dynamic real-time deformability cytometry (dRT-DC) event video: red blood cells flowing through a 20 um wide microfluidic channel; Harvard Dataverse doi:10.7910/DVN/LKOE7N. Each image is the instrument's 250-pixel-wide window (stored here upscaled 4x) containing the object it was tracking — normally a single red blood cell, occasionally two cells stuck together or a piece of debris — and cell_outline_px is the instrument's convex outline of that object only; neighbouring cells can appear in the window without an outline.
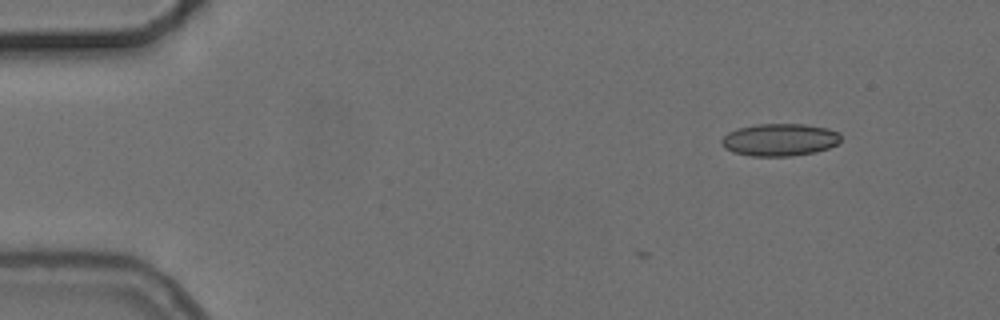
{"species": "common noctule bat (a hibernating species)", "species_latin": "Nyctalus noctula", "temperature_condition": "cold", "stored_images_in_passage": 2, "camera_frame_rate_fps": 3000, "um_per_image_px": 0.085, "animal": {"sex": "female", "body_mass_g": 24.6, "forearm_length_mm": 56.2}, "frame": {"image": 1, "passage_image": 2, "time_ms": 1.0, "image_size_px": [1000, 320], "cell_outline_px": [[840, 140], [836, 144], [828, 148], [816, 152], [792, 156], [752, 156], [732, 152], [724, 148], [720, 144], [720, 140], [728, 132], [736, 128], [756, 124], [804, 124], [828, 128], [840, 132]], "centroid_in_image_um": [66.25, 11.88], "position_along_channel_um": 18.8, "area_um2": 22.77}}